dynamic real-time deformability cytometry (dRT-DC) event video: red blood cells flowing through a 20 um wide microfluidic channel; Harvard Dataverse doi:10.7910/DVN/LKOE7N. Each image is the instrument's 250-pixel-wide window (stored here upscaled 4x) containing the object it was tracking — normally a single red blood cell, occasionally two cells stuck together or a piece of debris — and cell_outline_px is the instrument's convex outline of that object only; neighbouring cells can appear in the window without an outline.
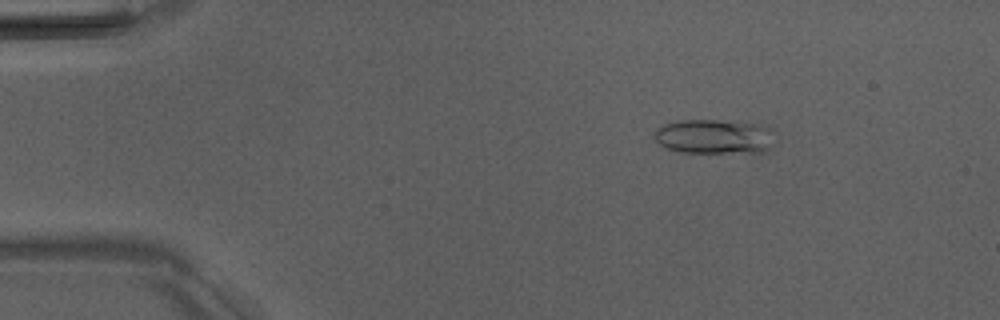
{"species": "Egyptian fruit bat (a non-hibernating species)", "species_latin": "Rousettus aegyptiacus", "temperature_condition": "room temperature", "stored_images_in_passage": 5, "camera_frame_rate_fps": 3000, "um_per_image_px": 0.085, "animal": {"sex": "male"}, "frame": {"image": 1, "passage_image": 3, "time_ms": 2.333, "image_size_px": [1000, 320], "cell_outline_px": [[772, 144], [764, 152], [680, 152], [668, 148], [660, 144], [656, 140], [652, 132], [656, 128], [664, 124], [680, 120], [716, 120], [760, 124], [768, 128]], "centroid_in_image_um": [60.63, 11.6], "position_along_channel_um": 24.4, "area_um2": 23.93}}